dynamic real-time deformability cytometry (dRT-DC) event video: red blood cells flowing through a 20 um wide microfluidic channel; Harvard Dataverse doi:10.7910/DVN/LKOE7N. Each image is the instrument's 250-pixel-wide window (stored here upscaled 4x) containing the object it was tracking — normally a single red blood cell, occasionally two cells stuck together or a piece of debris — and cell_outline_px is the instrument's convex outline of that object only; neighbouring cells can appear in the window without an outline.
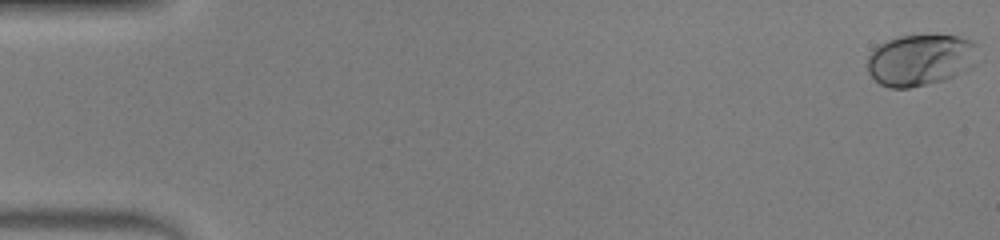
{"species": "human", "species_latin": "Homo sapiens", "temperature_condition": "warm", "stored_images_in_passage": 49, "camera_frame_rate_fps": 3000, "um_per_image_px": 0.085, "donor": {"sex": "male"}, "frame": {"image": 1, "passage_image": 1, "time_ms": 0.0, "image_size_px": [1000, 240], "cell_outline_px": [[976, 64], [972, 68], [956, 76], [944, 80], [908, 88], [888, 88], [880, 84], [868, 72], [868, 56], [880, 44], [888, 40], [900, 36], [960, 36], [972, 40], [976, 44]], "centroid_in_image_um": [78.27, 5.11], "position_along_channel_um": 6.7, "area_um2": 33.12}}
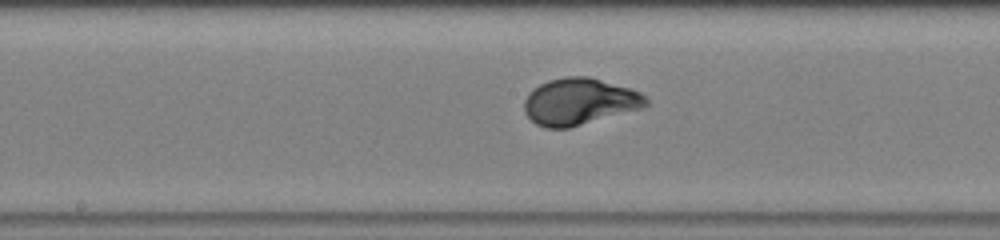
{"frame": {"image": 2, "passage_image": 26, "time_ms": 8.333, "image_size_px": [1000, 240], "cell_outline_px": [[648, 104], [644, 108], [568, 128], [544, 128], [536, 124], [524, 112], [524, 100], [528, 92], [540, 84], [548, 80], [564, 76], [588, 76], [628, 88], [640, 92], [648, 100]], "centroid_in_image_um": [49.23, 8.64], "position_along_channel_um": 199.0, "area_um2": 33.18}}
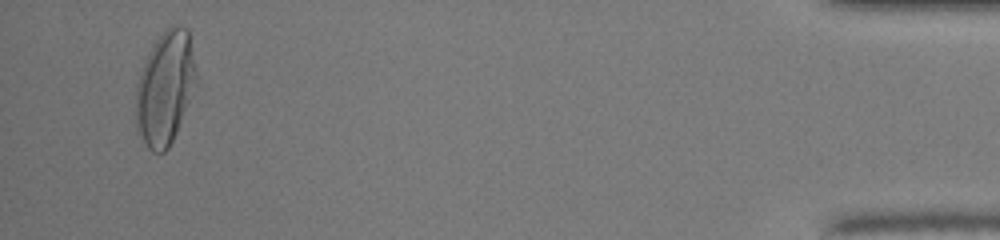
{"frame": {"image": 3, "passage_image": 47, "time_ms": 15.333, "image_size_px": [1000, 240], "cell_outline_px": [[200, 84], [168, 148], [164, 152], [152, 152], [148, 148], [136, 132], [136, 84], [140, 72], [148, 52], [156, 40], [172, 24], [180, 24], [188, 28]], "centroid_in_image_um": [14.08, 7.47], "position_along_channel_um": 421.1, "area_um2": 40.86}, "authors_computed_cell_mechanics": {"area_um2": 32.8304, "velocity_mm_per_s": 4.293, "shape_relaxation_time_tau1_ms": 2.3773, "shape_relaxation_time_tau2_ms": null, "deformation_change_tau1": 0.1708, "deformation_change_tau2": null}}